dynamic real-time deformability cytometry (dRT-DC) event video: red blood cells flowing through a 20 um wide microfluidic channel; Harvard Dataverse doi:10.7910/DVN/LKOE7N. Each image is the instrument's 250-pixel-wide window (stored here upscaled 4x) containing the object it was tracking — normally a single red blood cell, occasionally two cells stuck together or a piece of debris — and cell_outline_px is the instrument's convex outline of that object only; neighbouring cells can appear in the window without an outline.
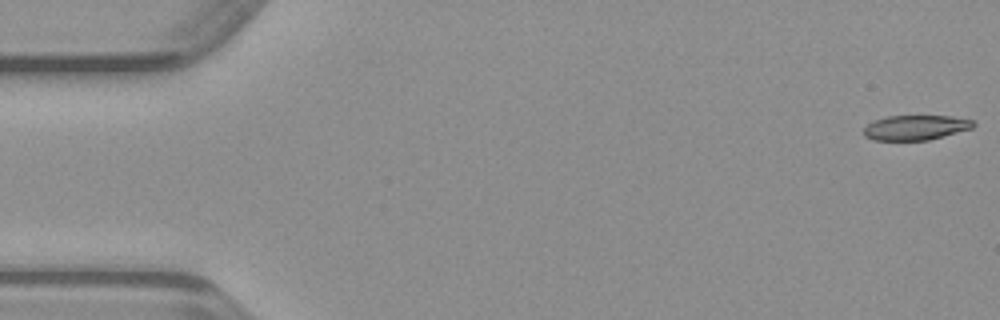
{"species": "common noctule bat (a hibernating species)", "species_latin": "Nyctalus noctula", "temperature_condition": "warm", "stored_images_in_passage": 49, "camera_frame_rate_fps": 3000, "um_per_image_px": 0.085, "animal": {"sex": "male", "body_mass_g": 23.1, "forearm_length_mm": 52.7}, "frame": {"image": 1, "passage_image": 1, "time_ms": 0.0, "image_size_px": [1000, 320], "cell_outline_px": [[976, 124], [972, 128], [928, 140], [872, 140], [864, 136], [864, 128], [872, 120], [888, 116], [952, 116], [972, 120]], "centroid_in_image_um": [77.8, 10.84], "position_along_channel_um": 7.2, "area_um2": 15.84}}
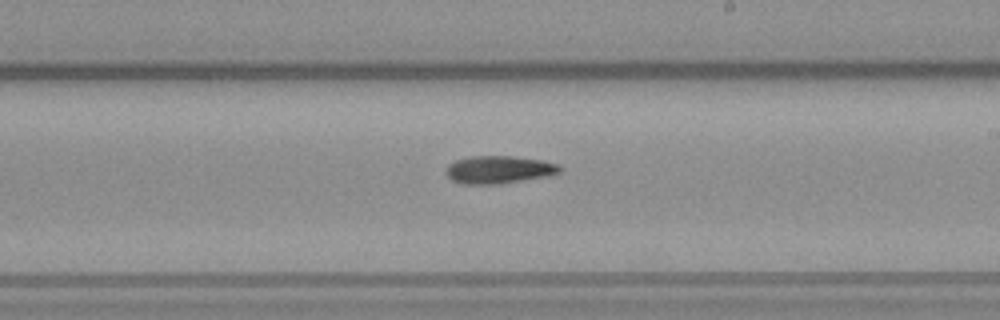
{"frame": {"image": 2, "passage_image": 28, "time_ms": 9.0, "image_size_px": [1000, 320], "cell_outline_px": [[560, 172], [548, 176], [500, 184], [464, 184], [452, 180], [444, 172], [448, 164], [456, 160], [472, 156], [512, 156], [540, 160], [556, 164], [560, 168]], "centroid_in_image_um": [42.35, 14.42], "position_along_channel_um": 246.6, "area_um2": 18.26}}
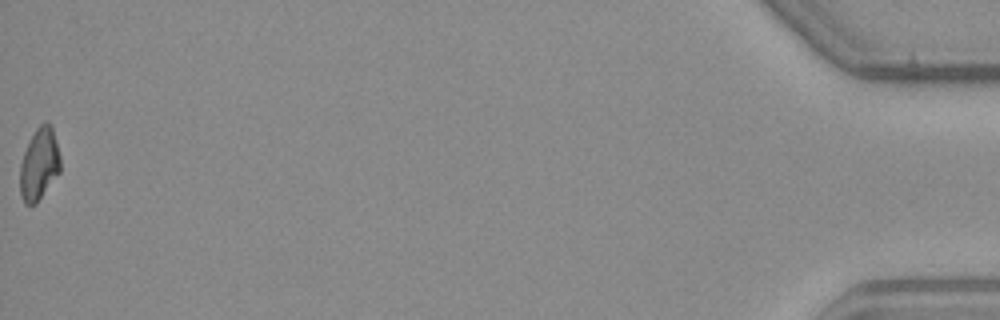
{"frame": {"image": 3, "passage_image": 49, "time_ms": 16.0, "image_size_px": [1000, 320], "cell_outline_px": [[60, 172], [36, 204], [24, 204], [20, 192], [20, 164], [24, 152], [36, 128], [44, 120], [48, 120], [52, 124], [60, 156]], "centroid_in_image_um": [3.35, 13.92], "position_along_channel_um": 431.9, "area_um2": 17.05}}